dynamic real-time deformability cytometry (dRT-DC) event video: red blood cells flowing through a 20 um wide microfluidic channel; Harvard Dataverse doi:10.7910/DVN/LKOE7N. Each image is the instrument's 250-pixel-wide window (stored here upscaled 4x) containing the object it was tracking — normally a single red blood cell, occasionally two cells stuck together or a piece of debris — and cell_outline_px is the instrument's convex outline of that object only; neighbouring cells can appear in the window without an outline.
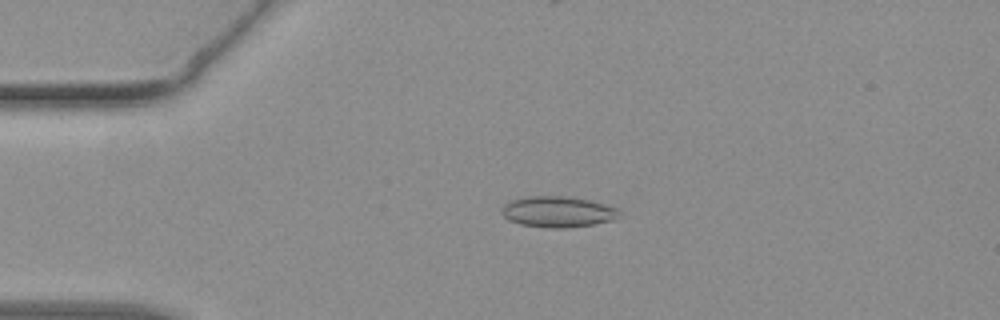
{"species": "common noctule bat (a hibernating species)", "species_latin": "Nyctalus noctula", "temperature_condition": "warm", "stored_images_in_passage": 43, "camera_frame_rate_fps": 3000, "um_per_image_px": 0.085, "animal": {"sex": "female", "body_mass_g": 19.3, "forearm_length_mm": 54.1}, "frame": {"image": 1, "passage_image": 9, "time_ms": 2.667, "image_size_px": [1000, 320], "cell_outline_px": [[620, 216], [612, 220], [592, 224], [564, 228], [552, 228], [520, 224], [508, 220], [500, 212], [504, 204], [512, 200], [524, 196], [564, 196], [588, 200], [604, 204], [616, 208]], "centroid_in_image_um": [47.36, 18.0], "position_along_channel_um": 37.6, "area_um2": 20.98}}
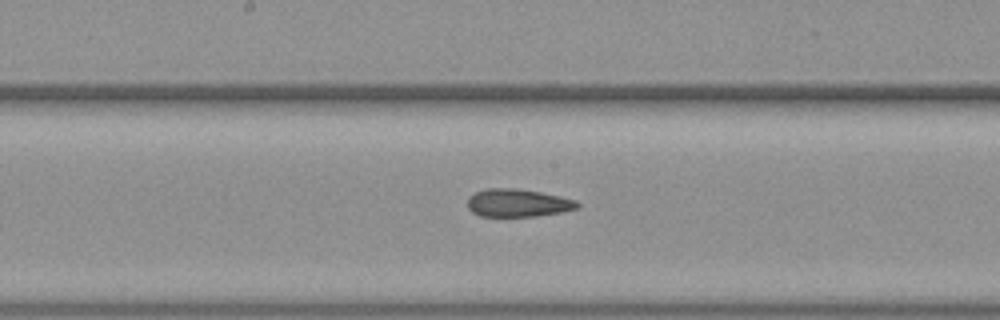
{"frame": {"image": 2, "passage_image": 22, "time_ms": 7.0, "image_size_px": [1000, 320], "cell_outline_px": [[580, 208], [564, 212], [536, 216], [480, 216], [472, 212], [468, 208], [468, 196], [476, 192], [488, 188], [512, 188], [540, 192], [560, 196], [576, 200], [580, 204]], "centroid_in_image_um": [44.04, 17.25], "position_along_channel_um": 204.2, "area_um2": 17.92}}
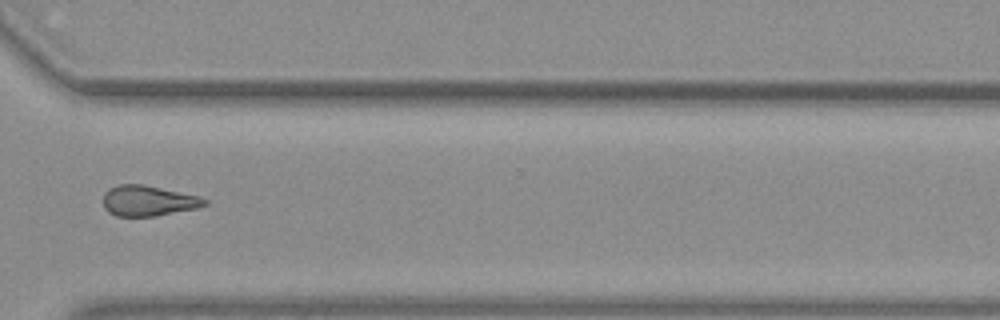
{"frame": {"image": 3, "passage_image": 32, "time_ms": 10.333, "image_size_px": [1000, 320], "cell_outline_px": [[208, 204], [200, 208], [156, 216], [116, 216], [108, 212], [104, 208], [104, 192], [120, 184], [144, 184], [200, 196], [208, 200]], "centroid_in_image_um": [12.65, 17.07], "position_along_channel_um": 357.9, "area_um2": 18.21}}